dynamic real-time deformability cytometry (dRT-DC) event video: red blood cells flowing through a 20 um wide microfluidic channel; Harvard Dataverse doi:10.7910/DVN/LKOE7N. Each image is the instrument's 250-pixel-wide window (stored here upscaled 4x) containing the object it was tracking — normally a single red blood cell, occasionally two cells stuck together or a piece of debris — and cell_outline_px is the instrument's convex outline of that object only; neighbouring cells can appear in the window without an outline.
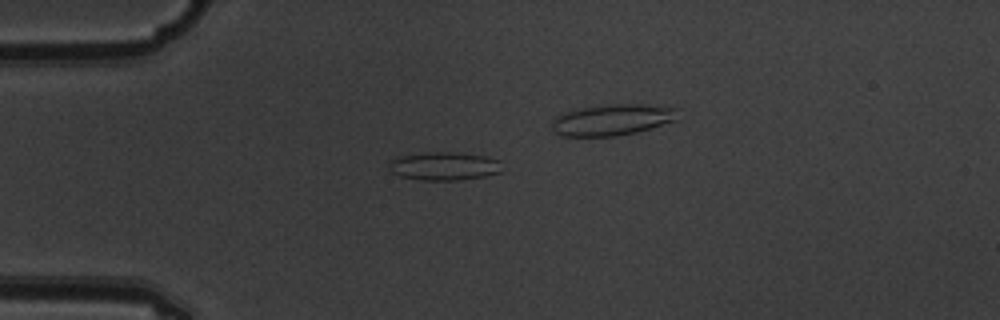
{"species": "common noctule bat (a hibernating species)", "species_latin": "Nyctalus noctula", "temperature_condition": "warm", "stored_images_in_passage": 8, "camera_frame_rate_fps": 3000, "um_per_image_px": 0.085, "animal": {"sex": "male", "body_mass_g": 19.5, "forearm_length_mm": 54.6}, "frame": {"image": 1, "passage_image": 4, "time_ms": 1.0, "image_size_px": [1000, 320], "cell_outline_px": [[500, 172], [484, 176], [456, 180], [424, 180], [400, 176], [392, 172], [388, 168], [388, 164], [392, 160], [404, 156], [436, 152], [452, 152], [484, 156], [500, 160]], "centroid_in_image_um": [37.76, 14.13], "position_along_channel_um": 47.2, "area_um2": 18.15}}
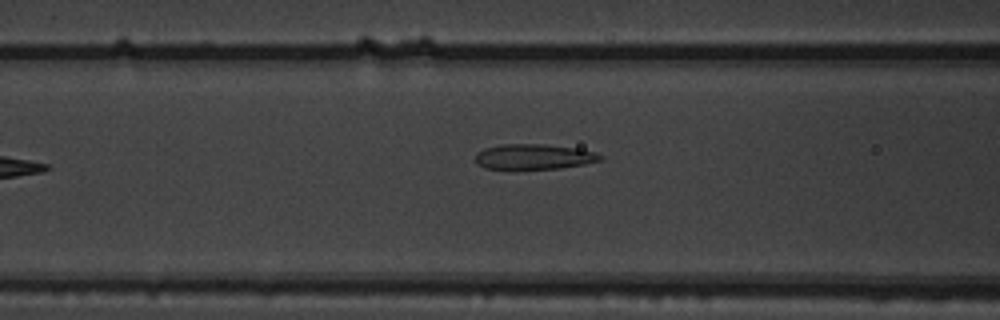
{"frame": {"image": 2, "passage_image": 7, "time_ms": 2.0, "image_size_px": [1000, 320], "cell_outline_px": [[604, 156], [600, 160], [584, 164], [560, 168], [484, 168], [476, 164], [476, 152], [484, 148], [500, 144], [544, 144], [576, 148], [596, 152]], "centroid_in_image_um": [45.37, 13.3], "position_along_channel_um": 121.2, "area_um2": 18.26}}
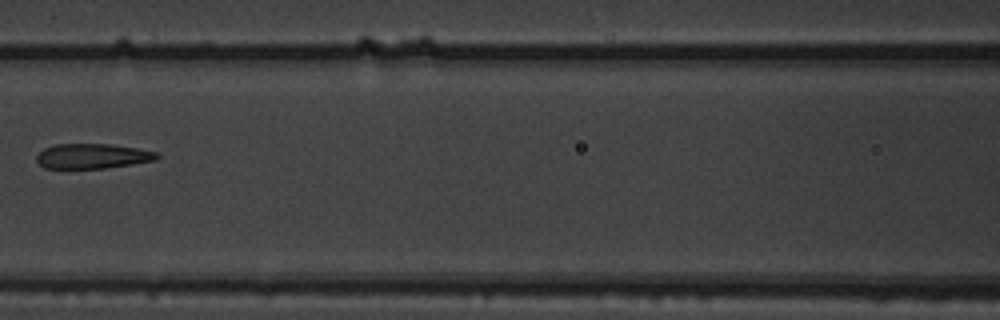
{"frame": {"image": 3, "passage_image": 8, "time_ms": 2.333, "image_size_px": [1000, 320], "cell_outline_px": [[160, 156], [156, 160], [132, 164], [104, 168], [44, 168], [36, 160], [36, 156], [44, 148], [56, 144], [112, 144], [136, 148], [156, 152]], "centroid_in_image_um": [7.85, 13.27], "position_along_channel_um": 158.7, "area_um2": 17.4}}